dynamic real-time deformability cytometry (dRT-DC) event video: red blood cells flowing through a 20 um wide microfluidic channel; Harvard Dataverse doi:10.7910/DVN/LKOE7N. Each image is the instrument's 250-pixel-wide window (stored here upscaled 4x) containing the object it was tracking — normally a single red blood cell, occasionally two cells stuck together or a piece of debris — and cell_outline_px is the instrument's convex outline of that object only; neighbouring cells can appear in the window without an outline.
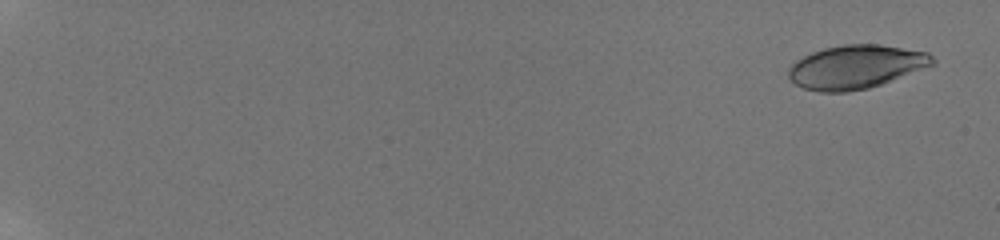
{"species": "human", "species_latin": "Homo sapiens", "temperature_condition": "room temperature", "stored_images_in_passage": 13, "camera_frame_rate_fps": 3000, "um_per_image_px": 0.085, "donor": {"sex": "male"}, "frame": {"image": 1, "passage_image": 1, "time_ms": 0.0, "image_size_px": [1000, 240], "cell_outline_px": [[936, 64], [880, 84], [868, 88], [848, 92], [820, 92], [804, 88], [796, 84], [788, 76], [788, 68], [796, 60], [812, 52], [824, 48], [844, 44], [880, 44], [928, 52], [936, 60]], "centroid_in_image_um": [72.76, 5.68], "position_along_channel_um": 12.2, "area_um2": 36.53}}
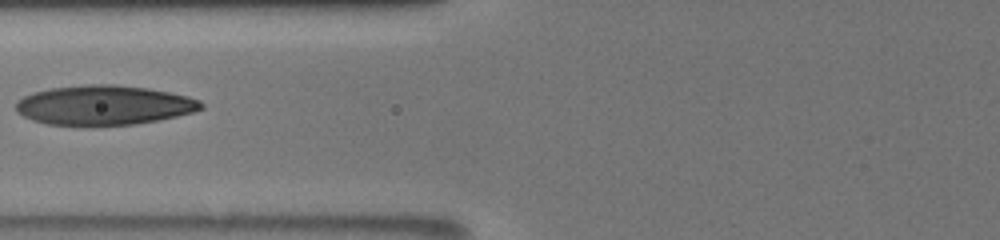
{"frame": {"image": 2, "passage_image": 9, "time_ms": 8.667, "image_size_px": [1000, 240], "cell_outline_px": [[204, 108], [192, 112], [160, 120], [132, 124], [48, 124], [32, 120], [16, 112], [16, 104], [24, 96], [32, 92], [52, 88], [88, 84], [116, 84], [148, 88], [188, 96], [200, 100], [204, 104]], "centroid_in_image_um": [8.86, 8.92], "position_along_channel_um": 116.9, "area_um2": 42.31}}
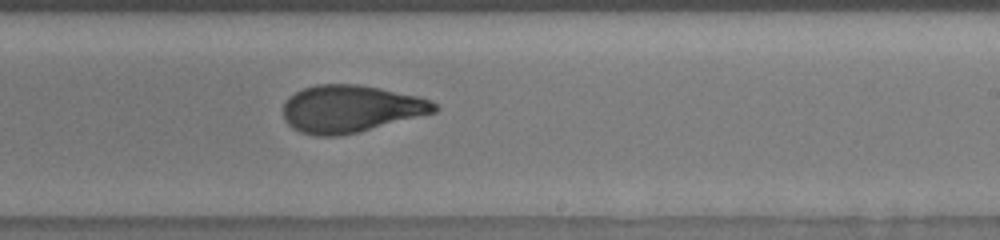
{"frame": {"image": 3, "passage_image": 13, "time_ms": 12.333, "image_size_px": [1000, 240], "cell_outline_px": [[440, 108], [436, 112], [360, 132], [340, 136], [316, 136], [300, 132], [292, 128], [284, 120], [284, 104], [288, 96], [304, 88], [316, 84], [356, 84], [380, 88], [420, 96], [432, 100]], "centroid_in_image_um": [29.82, 9.25], "position_along_channel_um": 259.2, "area_um2": 42.02}}